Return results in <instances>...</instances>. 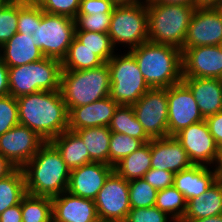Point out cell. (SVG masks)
<instances>
[{"mask_svg": "<svg viewBox=\"0 0 222 222\" xmlns=\"http://www.w3.org/2000/svg\"><path fill=\"white\" fill-rule=\"evenodd\" d=\"M19 124L46 142L68 130L69 112L60 90L39 91L17 98Z\"/></svg>", "mask_w": 222, "mask_h": 222, "instance_id": "cell-1", "label": "cell"}, {"mask_svg": "<svg viewBox=\"0 0 222 222\" xmlns=\"http://www.w3.org/2000/svg\"><path fill=\"white\" fill-rule=\"evenodd\" d=\"M22 170L27 194L53 198L67 191L71 169L50 141L39 148Z\"/></svg>", "mask_w": 222, "mask_h": 222, "instance_id": "cell-2", "label": "cell"}, {"mask_svg": "<svg viewBox=\"0 0 222 222\" xmlns=\"http://www.w3.org/2000/svg\"><path fill=\"white\" fill-rule=\"evenodd\" d=\"M150 88H168L182 82V50L172 45L144 42L128 50Z\"/></svg>", "mask_w": 222, "mask_h": 222, "instance_id": "cell-3", "label": "cell"}, {"mask_svg": "<svg viewBox=\"0 0 222 222\" xmlns=\"http://www.w3.org/2000/svg\"><path fill=\"white\" fill-rule=\"evenodd\" d=\"M111 86L107 62L88 70L62 71L60 91L67 110L109 96Z\"/></svg>", "mask_w": 222, "mask_h": 222, "instance_id": "cell-4", "label": "cell"}, {"mask_svg": "<svg viewBox=\"0 0 222 222\" xmlns=\"http://www.w3.org/2000/svg\"><path fill=\"white\" fill-rule=\"evenodd\" d=\"M146 6L149 41L182 49L195 6L156 2Z\"/></svg>", "mask_w": 222, "mask_h": 222, "instance_id": "cell-5", "label": "cell"}, {"mask_svg": "<svg viewBox=\"0 0 222 222\" xmlns=\"http://www.w3.org/2000/svg\"><path fill=\"white\" fill-rule=\"evenodd\" d=\"M61 74V61L48 57L8 68L9 94L18 98L39 91L60 90Z\"/></svg>", "mask_w": 222, "mask_h": 222, "instance_id": "cell-6", "label": "cell"}, {"mask_svg": "<svg viewBox=\"0 0 222 222\" xmlns=\"http://www.w3.org/2000/svg\"><path fill=\"white\" fill-rule=\"evenodd\" d=\"M107 64L111 80L109 96L119 105L132 106L150 89L129 51L115 54Z\"/></svg>", "mask_w": 222, "mask_h": 222, "instance_id": "cell-7", "label": "cell"}, {"mask_svg": "<svg viewBox=\"0 0 222 222\" xmlns=\"http://www.w3.org/2000/svg\"><path fill=\"white\" fill-rule=\"evenodd\" d=\"M108 35L114 48L120 44L131 50L149 41L147 6L142 3L115 6Z\"/></svg>", "mask_w": 222, "mask_h": 222, "instance_id": "cell-8", "label": "cell"}, {"mask_svg": "<svg viewBox=\"0 0 222 222\" xmlns=\"http://www.w3.org/2000/svg\"><path fill=\"white\" fill-rule=\"evenodd\" d=\"M75 30L73 18L43 11L41 23L32 37L44 57L62 61L75 37Z\"/></svg>", "mask_w": 222, "mask_h": 222, "instance_id": "cell-9", "label": "cell"}, {"mask_svg": "<svg viewBox=\"0 0 222 222\" xmlns=\"http://www.w3.org/2000/svg\"><path fill=\"white\" fill-rule=\"evenodd\" d=\"M132 107L151 139L169 136L167 88H150Z\"/></svg>", "mask_w": 222, "mask_h": 222, "instance_id": "cell-10", "label": "cell"}, {"mask_svg": "<svg viewBox=\"0 0 222 222\" xmlns=\"http://www.w3.org/2000/svg\"><path fill=\"white\" fill-rule=\"evenodd\" d=\"M94 201L100 222H124L131 209L129 181L113 171Z\"/></svg>", "mask_w": 222, "mask_h": 222, "instance_id": "cell-11", "label": "cell"}, {"mask_svg": "<svg viewBox=\"0 0 222 222\" xmlns=\"http://www.w3.org/2000/svg\"><path fill=\"white\" fill-rule=\"evenodd\" d=\"M174 137L186 150L193 165L211 166L212 164L213 167L222 153L209 132L205 120L181 129Z\"/></svg>", "mask_w": 222, "mask_h": 222, "instance_id": "cell-12", "label": "cell"}, {"mask_svg": "<svg viewBox=\"0 0 222 222\" xmlns=\"http://www.w3.org/2000/svg\"><path fill=\"white\" fill-rule=\"evenodd\" d=\"M168 133L174 136L181 129L205 120L190 89L183 83L167 88Z\"/></svg>", "mask_w": 222, "mask_h": 222, "instance_id": "cell-13", "label": "cell"}, {"mask_svg": "<svg viewBox=\"0 0 222 222\" xmlns=\"http://www.w3.org/2000/svg\"><path fill=\"white\" fill-rule=\"evenodd\" d=\"M45 142L35 131L18 124L0 135V154L23 168Z\"/></svg>", "mask_w": 222, "mask_h": 222, "instance_id": "cell-14", "label": "cell"}, {"mask_svg": "<svg viewBox=\"0 0 222 222\" xmlns=\"http://www.w3.org/2000/svg\"><path fill=\"white\" fill-rule=\"evenodd\" d=\"M183 78L222 79V45L182 48Z\"/></svg>", "mask_w": 222, "mask_h": 222, "instance_id": "cell-15", "label": "cell"}, {"mask_svg": "<svg viewBox=\"0 0 222 222\" xmlns=\"http://www.w3.org/2000/svg\"><path fill=\"white\" fill-rule=\"evenodd\" d=\"M222 45V17L215 8H196L183 48Z\"/></svg>", "mask_w": 222, "mask_h": 222, "instance_id": "cell-16", "label": "cell"}, {"mask_svg": "<svg viewBox=\"0 0 222 222\" xmlns=\"http://www.w3.org/2000/svg\"><path fill=\"white\" fill-rule=\"evenodd\" d=\"M114 167L92 162L71 170L67 191L75 196L95 200Z\"/></svg>", "mask_w": 222, "mask_h": 222, "instance_id": "cell-17", "label": "cell"}, {"mask_svg": "<svg viewBox=\"0 0 222 222\" xmlns=\"http://www.w3.org/2000/svg\"><path fill=\"white\" fill-rule=\"evenodd\" d=\"M53 222H100L95 201L68 191L52 198Z\"/></svg>", "mask_w": 222, "mask_h": 222, "instance_id": "cell-18", "label": "cell"}, {"mask_svg": "<svg viewBox=\"0 0 222 222\" xmlns=\"http://www.w3.org/2000/svg\"><path fill=\"white\" fill-rule=\"evenodd\" d=\"M193 165L174 136L151 139V168L178 173Z\"/></svg>", "mask_w": 222, "mask_h": 222, "instance_id": "cell-19", "label": "cell"}, {"mask_svg": "<svg viewBox=\"0 0 222 222\" xmlns=\"http://www.w3.org/2000/svg\"><path fill=\"white\" fill-rule=\"evenodd\" d=\"M119 104L110 96L93 103L71 108L68 117V130L109 126Z\"/></svg>", "mask_w": 222, "mask_h": 222, "instance_id": "cell-20", "label": "cell"}, {"mask_svg": "<svg viewBox=\"0 0 222 222\" xmlns=\"http://www.w3.org/2000/svg\"><path fill=\"white\" fill-rule=\"evenodd\" d=\"M182 82L192 92L204 119L222 111V79L183 78Z\"/></svg>", "mask_w": 222, "mask_h": 222, "instance_id": "cell-21", "label": "cell"}, {"mask_svg": "<svg viewBox=\"0 0 222 222\" xmlns=\"http://www.w3.org/2000/svg\"><path fill=\"white\" fill-rule=\"evenodd\" d=\"M213 169L212 166L192 165L174 174L173 186L184 195L186 201L198 197L216 181V171Z\"/></svg>", "mask_w": 222, "mask_h": 222, "instance_id": "cell-22", "label": "cell"}, {"mask_svg": "<svg viewBox=\"0 0 222 222\" xmlns=\"http://www.w3.org/2000/svg\"><path fill=\"white\" fill-rule=\"evenodd\" d=\"M0 58L8 68L26 65L44 58L32 34L17 32L0 47Z\"/></svg>", "mask_w": 222, "mask_h": 222, "instance_id": "cell-23", "label": "cell"}, {"mask_svg": "<svg viewBox=\"0 0 222 222\" xmlns=\"http://www.w3.org/2000/svg\"><path fill=\"white\" fill-rule=\"evenodd\" d=\"M50 142L71 170L93 162L83 140L74 131L66 130Z\"/></svg>", "mask_w": 222, "mask_h": 222, "instance_id": "cell-24", "label": "cell"}, {"mask_svg": "<svg viewBox=\"0 0 222 222\" xmlns=\"http://www.w3.org/2000/svg\"><path fill=\"white\" fill-rule=\"evenodd\" d=\"M222 214V184L215 181L206 192L187 201L183 219H201Z\"/></svg>", "mask_w": 222, "mask_h": 222, "instance_id": "cell-25", "label": "cell"}, {"mask_svg": "<svg viewBox=\"0 0 222 222\" xmlns=\"http://www.w3.org/2000/svg\"><path fill=\"white\" fill-rule=\"evenodd\" d=\"M84 142L93 162L109 165V142L111 131L108 126H97L74 131Z\"/></svg>", "mask_w": 222, "mask_h": 222, "instance_id": "cell-26", "label": "cell"}, {"mask_svg": "<svg viewBox=\"0 0 222 222\" xmlns=\"http://www.w3.org/2000/svg\"><path fill=\"white\" fill-rule=\"evenodd\" d=\"M113 167L114 171L127 181L143 178L144 174L151 169V141L122 158Z\"/></svg>", "mask_w": 222, "mask_h": 222, "instance_id": "cell-27", "label": "cell"}, {"mask_svg": "<svg viewBox=\"0 0 222 222\" xmlns=\"http://www.w3.org/2000/svg\"><path fill=\"white\" fill-rule=\"evenodd\" d=\"M111 132H117L140 139L143 143L151 141L135 116L132 106L119 105L109 124Z\"/></svg>", "mask_w": 222, "mask_h": 222, "instance_id": "cell-28", "label": "cell"}, {"mask_svg": "<svg viewBox=\"0 0 222 222\" xmlns=\"http://www.w3.org/2000/svg\"><path fill=\"white\" fill-rule=\"evenodd\" d=\"M61 64L62 71H74L96 68L104 62L74 37Z\"/></svg>", "mask_w": 222, "mask_h": 222, "instance_id": "cell-29", "label": "cell"}, {"mask_svg": "<svg viewBox=\"0 0 222 222\" xmlns=\"http://www.w3.org/2000/svg\"><path fill=\"white\" fill-rule=\"evenodd\" d=\"M26 194L22 168H17L8 177L0 179V214L7 208L20 204Z\"/></svg>", "mask_w": 222, "mask_h": 222, "instance_id": "cell-30", "label": "cell"}, {"mask_svg": "<svg viewBox=\"0 0 222 222\" xmlns=\"http://www.w3.org/2000/svg\"><path fill=\"white\" fill-rule=\"evenodd\" d=\"M22 222H53L52 198L26 194L21 200Z\"/></svg>", "mask_w": 222, "mask_h": 222, "instance_id": "cell-31", "label": "cell"}, {"mask_svg": "<svg viewBox=\"0 0 222 222\" xmlns=\"http://www.w3.org/2000/svg\"><path fill=\"white\" fill-rule=\"evenodd\" d=\"M187 201L174 186L157 192L155 206L167 213L175 222H180L186 211Z\"/></svg>", "mask_w": 222, "mask_h": 222, "instance_id": "cell-32", "label": "cell"}, {"mask_svg": "<svg viewBox=\"0 0 222 222\" xmlns=\"http://www.w3.org/2000/svg\"><path fill=\"white\" fill-rule=\"evenodd\" d=\"M75 37L104 63L108 62L116 53V48H114L108 33L75 32Z\"/></svg>", "mask_w": 222, "mask_h": 222, "instance_id": "cell-33", "label": "cell"}, {"mask_svg": "<svg viewBox=\"0 0 222 222\" xmlns=\"http://www.w3.org/2000/svg\"><path fill=\"white\" fill-rule=\"evenodd\" d=\"M143 144L140 139L112 132L109 142V165L114 166L122 158L136 151Z\"/></svg>", "mask_w": 222, "mask_h": 222, "instance_id": "cell-34", "label": "cell"}, {"mask_svg": "<svg viewBox=\"0 0 222 222\" xmlns=\"http://www.w3.org/2000/svg\"><path fill=\"white\" fill-rule=\"evenodd\" d=\"M157 190L144 178L129 181V203L131 208L155 206Z\"/></svg>", "mask_w": 222, "mask_h": 222, "instance_id": "cell-35", "label": "cell"}, {"mask_svg": "<svg viewBox=\"0 0 222 222\" xmlns=\"http://www.w3.org/2000/svg\"><path fill=\"white\" fill-rule=\"evenodd\" d=\"M18 15V2H6L0 8V47L17 33Z\"/></svg>", "mask_w": 222, "mask_h": 222, "instance_id": "cell-36", "label": "cell"}, {"mask_svg": "<svg viewBox=\"0 0 222 222\" xmlns=\"http://www.w3.org/2000/svg\"><path fill=\"white\" fill-rule=\"evenodd\" d=\"M43 10L37 3H19L18 31L22 34H34L41 23Z\"/></svg>", "mask_w": 222, "mask_h": 222, "instance_id": "cell-37", "label": "cell"}, {"mask_svg": "<svg viewBox=\"0 0 222 222\" xmlns=\"http://www.w3.org/2000/svg\"><path fill=\"white\" fill-rule=\"evenodd\" d=\"M112 13H103L95 15H76L75 32H101L108 33Z\"/></svg>", "mask_w": 222, "mask_h": 222, "instance_id": "cell-38", "label": "cell"}, {"mask_svg": "<svg viewBox=\"0 0 222 222\" xmlns=\"http://www.w3.org/2000/svg\"><path fill=\"white\" fill-rule=\"evenodd\" d=\"M19 124L17 98L6 95L0 97V135Z\"/></svg>", "mask_w": 222, "mask_h": 222, "instance_id": "cell-39", "label": "cell"}, {"mask_svg": "<svg viewBox=\"0 0 222 222\" xmlns=\"http://www.w3.org/2000/svg\"><path fill=\"white\" fill-rule=\"evenodd\" d=\"M81 0H37L41 9L49 14L65 15L75 18L79 12Z\"/></svg>", "mask_w": 222, "mask_h": 222, "instance_id": "cell-40", "label": "cell"}, {"mask_svg": "<svg viewBox=\"0 0 222 222\" xmlns=\"http://www.w3.org/2000/svg\"><path fill=\"white\" fill-rule=\"evenodd\" d=\"M171 219V220H170ZM169 220V221H168ZM175 222L167 213L156 206L131 208L124 222Z\"/></svg>", "mask_w": 222, "mask_h": 222, "instance_id": "cell-41", "label": "cell"}, {"mask_svg": "<svg viewBox=\"0 0 222 222\" xmlns=\"http://www.w3.org/2000/svg\"><path fill=\"white\" fill-rule=\"evenodd\" d=\"M143 178L157 191H159L173 186L174 173L166 170L151 168L144 174Z\"/></svg>", "mask_w": 222, "mask_h": 222, "instance_id": "cell-42", "label": "cell"}, {"mask_svg": "<svg viewBox=\"0 0 222 222\" xmlns=\"http://www.w3.org/2000/svg\"><path fill=\"white\" fill-rule=\"evenodd\" d=\"M115 5L110 0H81L77 15L112 13Z\"/></svg>", "mask_w": 222, "mask_h": 222, "instance_id": "cell-43", "label": "cell"}, {"mask_svg": "<svg viewBox=\"0 0 222 222\" xmlns=\"http://www.w3.org/2000/svg\"><path fill=\"white\" fill-rule=\"evenodd\" d=\"M209 132L213 136L217 146L222 151V111L205 119Z\"/></svg>", "mask_w": 222, "mask_h": 222, "instance_id": "cell-44", "label": "cell"}, {"mask_svg": "<svg viewBox=\"0 0 222 222\" xmlns=\"http://www.w3.org/2000/svg\"><path fill=\"white\" fill-rule=\"evenodd\" d=\"M0 222H22L21 202L2 212L0 214Z\"/></svg>", "mask_w": 222, "mask_h": 222, "instance_id": "cell-45", "label": "cell"}, {"mask_svg": "<svg viewBox=\"0 0 222 222\" xmlns=\"http://www.w3.org/2000/svg\"><path fill=\"white\" fill-rule=\"evenodd\" d=\"M9 95L8 67L0 58V97Z\"/></svg>", "mask_w": 222, "mask_h": 222, "instance_id": "cell-46", "label": "cell"}, {"mask_svg": "<svg viewBox=\"0 0 222 222\" xmlns=\"http://www.w3.org/2000/svg\"><path fill=\"white\" fill-rule=\"evenodd\" d=\"M17 167L12 164L7 158L0 154V179L8 177Z\"/></svg>", "mask_w": 222, "mask_h": 222, "instance_id": "cell-47", "label": "cell"}, {"mask_svg": "<svg viewBox=\"0 0 222 222\" xmlns=\"http://www.w3.org/2000/svg\"><path fill=\"white\" fill-rule=\"evenodd\" d=\"M220 0H194L195 8H216Z\"/></svg>", "mask_w": 222, "mask_h": 222, "instance_id": "cell-48", "label": "cell"}, {"mask_svg": "<svg viewBox=\"0 0 222 222\" xmlns=\"http://www.w3.org/2000/svg\"><path fill=\"white\" fill-rule=\"evenodd\" d=\"M156 3L171 5H186V6H195L194 0H158Z\"/></svg>", "mask_w": 222, "mask_h": 222, "instance_id": "cell-49", "label": "cell"}, {"mask_svg": "<svg viewBox=\"0 0 222 222\" xmlns=\"http://www.w3.org/2000/svg\"><path fill=\"white\" fill-rule=\"evenodd\" d=\"M180 222H222V214L201 219H182Z\"/></svg>", "mask_w": 222, "mask_h": 222, "instance_id": "cell-50", "label": "cell"}, {"mask_svg": "<svg viewBox=\"0 0 222 222\" xmlns=\"http://www.w3.org/2000/svg\"><path fill=\"white\" fill-rule=\"evenodd\" d=\"M216 171V181L222 184V153L214 165Z\"/></svg>", "mask_w": 222, "mask_h": 222, "instance_id": "cell-51", "label": "cell"}, {"mask_svg": "<svg viewBox=\"0 0 222 222\" xmlns=\"http://www.w3.org/2000/svg\"><path fill=\"white\" fill-rule=\"evenodd\" d=\"M115 6L132 5L140 3V0H110Z\"/></svg>", "mask_w": 222, "mask_h": 222, "instance_id": "cell-52", "label": "cell"}, {"mask_svg": "<svg viewBox=\"0 0 222 222\" xmlns=\"http://www.w3.org/2000/svg\"><path fill=\"white\" fill-rule=\"evenodd\" d=\"M7 2H18V3H36L37 0H6Z\"/></svg>", "mask_w": 222, "mask_h": 222, "instance_id": "cell-53", "label": "cell"}, {"mask_svg": "<svg viewBox=\"0 0 222 222\" xmlns=\"http://www.w3.org/2000/svg\"><path fill=\"white\" fill-rule=\"evenodd\" d=\"M158 0H140V3L144 4V5H148L154 2H157Z\"/></svg>", "mask_w": 222, "mask_h": 222, "instance_id": "cell-54", "label": "cell"}, {"mask_svg": "<svg viewBox=\"0 0 222 222\" xmlns=\"http://www.w3.org/2000/svg\"><path fill=\"white\" fill-rule=\"evenodd\" d=\"M215 9L220 13L222 17V0L219 1V4Z\"/></svg>", "mask_w": 222, "mask_h": 222, "instance_id": "cell-55", "label": "cell"}, {"mask_svg": "<svg viewBox=\"0 0 222 222\" xmlns=\"http://www.w3.org/2000/svg\"><path fill=\"white\" fill-rule=\"evenodd\" d=\"M6 0H0V8L6 3Z\"/></svg>", "mask_w": 222, "mask_h": 222, "instance_id": "cell-56", "label": "cell"}]
</instances>
